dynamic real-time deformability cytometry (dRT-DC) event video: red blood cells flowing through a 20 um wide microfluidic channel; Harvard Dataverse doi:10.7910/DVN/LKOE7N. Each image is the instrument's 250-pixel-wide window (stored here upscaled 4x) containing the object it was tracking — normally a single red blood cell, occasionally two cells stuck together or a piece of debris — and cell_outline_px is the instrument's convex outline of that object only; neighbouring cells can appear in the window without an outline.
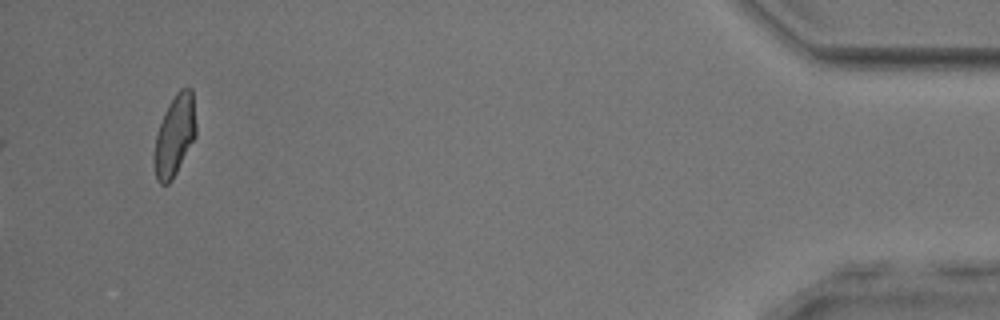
{"species": "common noctule bat (a hibernating species)", "species_latin": "Nyctalus noctula", "temperature_condition": "room temperature", "stored_images_in_passage": 54, "camera_frame_rate_fps": 3000, "um_per_image_px": 0.085, "animal": {"sex": "male", "body_mass_g": 17.9, "forearm_length_mm": 54.2}, "frame": {"image": 1, "passage_image": 54, "time_ms": 17.667, "image_size_px": [1000, 320], "cell_outline_px": [[196, 136], [172, 180], [168, 184], [160, 184], [156, 180], [152, 160], [152, 156], [156, 136], [164, 112], [168, 104], [176, 92], [180, 88], [192, 88], [196, 124]], "centroid_in_image_um": [14.83, 11.54], "position_along_channel_um": 420.4, "area_um2": 20.0}, "authors_computed_cell_mechanics": {"area_um2": 21.7617, "velocity_mm_per_s": 3.889, "shape_relaxation_time_tau1_ms": 6.7946, "shape_relaxation_time_tau2_ms": 2.2476, "deformation_change_tau1": 0.189, "deformation_change_tau2": 0.0901}}